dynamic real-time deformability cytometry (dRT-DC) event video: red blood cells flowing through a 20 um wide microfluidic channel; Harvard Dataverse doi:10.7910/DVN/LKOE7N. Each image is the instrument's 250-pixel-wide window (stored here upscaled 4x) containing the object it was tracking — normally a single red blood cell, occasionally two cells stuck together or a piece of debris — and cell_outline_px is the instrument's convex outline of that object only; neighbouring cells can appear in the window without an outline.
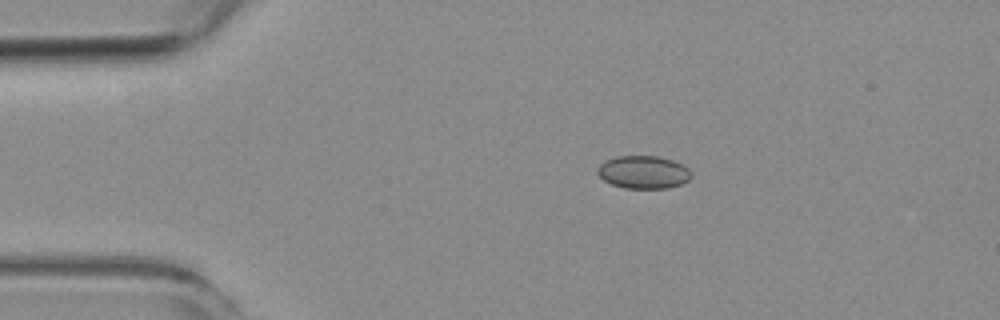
{"species": "common noctule bat (a hibernating species)", "species_latin": "Nyctalus noctula", "temperature_condition": "room temperature", "stored_images_in_passage": 5, "camera_frame_rate_fps": 3000, "um_per_image_px": 0.085, "animal": {"sex": "female", "body_mass_g": 19.3, "forearm_length_mm": 54.1}, "frame": {"image": 1, "passage_image": 2, "time_ms": 1.333, "image_size_px": [1000, 320], "cell_outline_px": [[692, 176], [688, 180], [680, 184], [668, 188], [624, 188], [612, 184], [604, 180], [596, 172], [596, 168], [604, 160], [616, 156], [660, 156], [684, 164], [692, 172]], "centroid_in_image_um": [54.69, 14.62], "position_along_channel_um": 30.3, "area_um2": 18.15}}
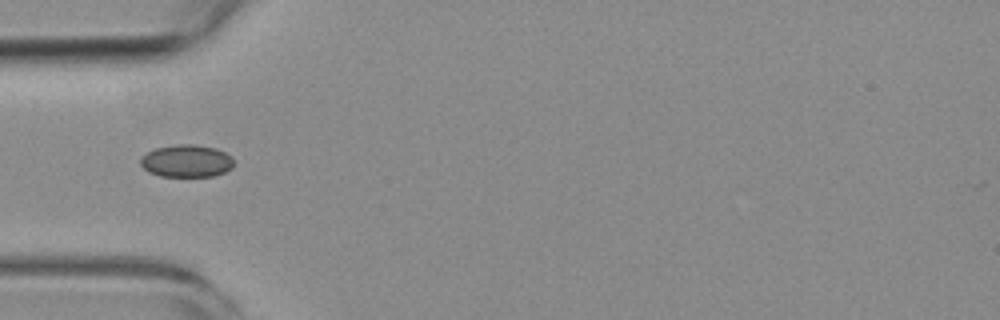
{"frame": {"image": 2, "passage_image": 4, "time_ms": 3.667, "image_size_px": [1000, 320], "cell_outline_px": [[232, 168], [216, 176], [160, 176], [148, 172], [140, 164], [140, 160], [148, 152], [156, 148], [176, 144], [192, 144], [216, 148], [232, 156]], "centroid_in_image_um": [15.86, 13.68], "position_along_channel_um": 69.1, "area_um2": 17.57}}
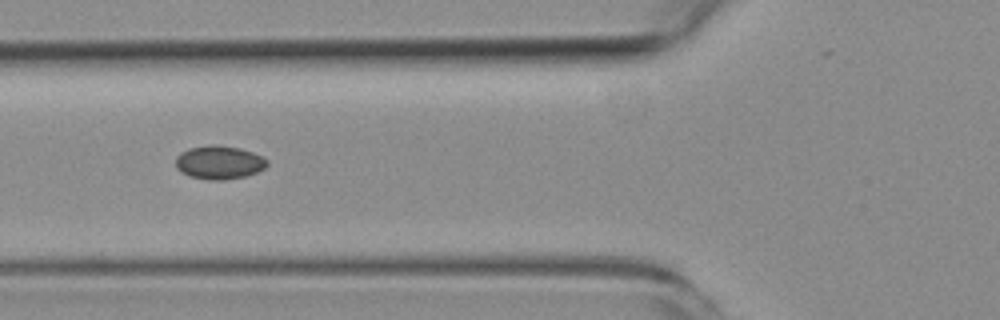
{"frame": {"image": 3, "passage_image": 5, "time_ms": 4.667, "image_size_px": [1000, 320], "cell_outline_px": [[268, 164], [264, 168], [256, 172], [244, 176], [224, 180], [208, 180], [188, 176], [180, 172], [176, 168], [176, 156], [180, 152], [188, 148], [208, 144], [216, 144], [240, 148], [264, 156], [268, 160]], "centroid_in_image_um": [18.6, 13.79], "position_along_channel_um": 107.2, "area_um2": 18.15}}